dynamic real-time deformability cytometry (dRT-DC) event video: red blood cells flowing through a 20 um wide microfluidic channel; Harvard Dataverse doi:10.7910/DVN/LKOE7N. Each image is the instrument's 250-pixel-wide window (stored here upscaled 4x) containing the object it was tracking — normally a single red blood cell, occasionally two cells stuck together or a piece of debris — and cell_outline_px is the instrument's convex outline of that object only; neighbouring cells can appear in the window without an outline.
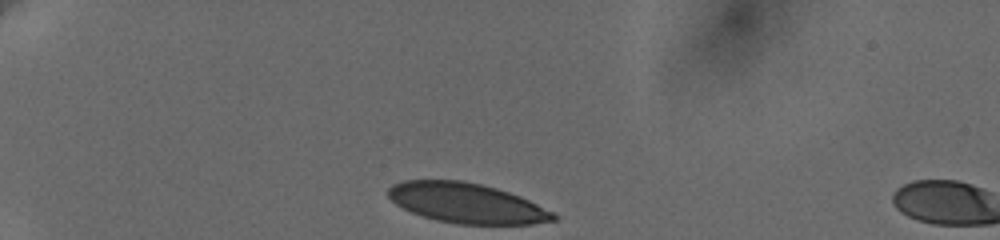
{"species": "human", "species_latin": "Homo sapiens", "temperature_condition": "cold", "stored_images_in_passage": 3, "camera_frame_rate_fps": 3000, "um_per_image_px": 0.085, "donor": {"sex": "female"}, "frame": {"image": 1, "passage_image": 1, "time_ms": 0.0, "image_size_px": [1000, 240], "cell_outline_px": [[556, 220], [532, 224], [460, 224], [436, 220], [412, 212], [396, 204], [388, 196], [388, 188], [392, 184], [404, 180], [464, 180], [496, 188], [520, 196], [552, 212], [556, 216]], "centroid_in_image_um": [39.64, 17.25], "position_along_channel_um": 45.4, "area_um2": 38.21}}